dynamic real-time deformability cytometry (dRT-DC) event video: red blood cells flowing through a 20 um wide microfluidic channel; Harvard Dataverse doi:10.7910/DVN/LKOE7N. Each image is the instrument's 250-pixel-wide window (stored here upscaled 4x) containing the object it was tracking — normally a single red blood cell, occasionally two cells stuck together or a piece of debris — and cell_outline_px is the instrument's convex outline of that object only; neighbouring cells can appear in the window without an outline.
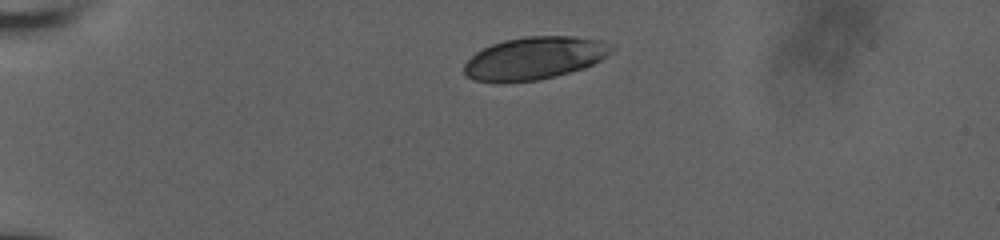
{"species": "human", "species_latin": "Homo sapiens", "temperature_condition": "room temperature", "stored_images_in_passage": 35, "camera_frame_rate_fps": 3000, "um_per_image_px": 0.085, "donor": {"sex": "male"}, "frame": {"image": 1, "passage_image": 1, "time_ms": 0.0, "image_size_px": [1000, 240], "cell_outline_px": [[616, 48], [612, 52], [600, 60], [584, 68], [556, 76], [540, 80], [504, 84], [476, 80], [464, 76], [464, 64], [476, 52], [492, 44], [504, 40], [528, 36], [572, 36], [600, 40], [616, 44]], "centroid_in_image_um": [45.45, 4.96], "position_along_channel_um": 39.5, "area_um2": 37.17}}
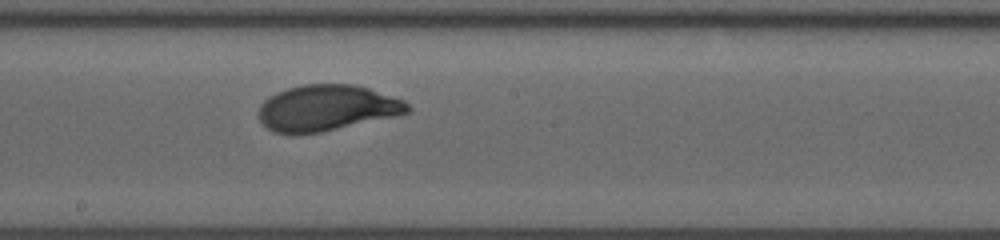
{"frame": {"image": 2, "passage_image": 20, "time_ms": 6.333, "image_size_px": [1000, 240], "cell_outline_px": [[412, 108], [408, 112], [396, 116], [320, 132], [272, 132], [260, 120], [260, 104], [268, 96], [276, 92], [288, 88], [304, 84], [352, 84], [368, 88], [404, 100]], "centroid_in_image_um": [27.8, 9.15], "position_along_channel_um": 220.4, "area_um2": 39.36}}
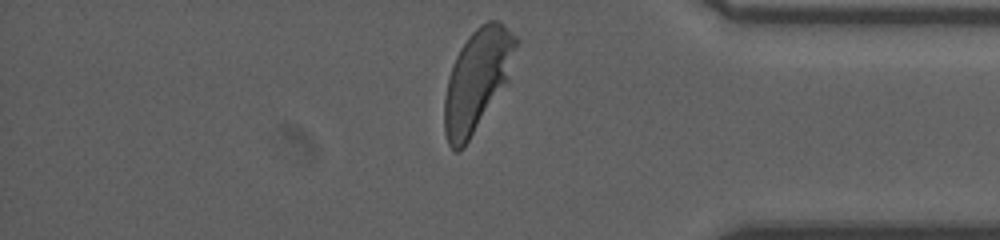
{"frame": {"image": 3, "passage_image": 35, "time_ms": 11.333, "image_size_px": [1000, 240], "cell_outline_px": [[520, 40], [508, 80], [468, 140], [456, 152], [448, 144], [444, 132], [444, 96], [448, 76], [456, 56], [460, 48], [468, 36], [480, 24], [488, 20], [500, 20]], "centroid_in_image_um": [40.56, 6.72], "position_along_channel_um": 394.6, "area_um2": 42.02}, "authors_computed_cell_mechanics": {"area_um2": 39.593, "velocity_mm_per_s": 3.7885, "shape_relaxation_time_tau1_ms": 2.878, "shape_relaxation_time_tau2_ms": null, "deformation_change_tau1": 0.1357, "deformation_change_tau2": null}}